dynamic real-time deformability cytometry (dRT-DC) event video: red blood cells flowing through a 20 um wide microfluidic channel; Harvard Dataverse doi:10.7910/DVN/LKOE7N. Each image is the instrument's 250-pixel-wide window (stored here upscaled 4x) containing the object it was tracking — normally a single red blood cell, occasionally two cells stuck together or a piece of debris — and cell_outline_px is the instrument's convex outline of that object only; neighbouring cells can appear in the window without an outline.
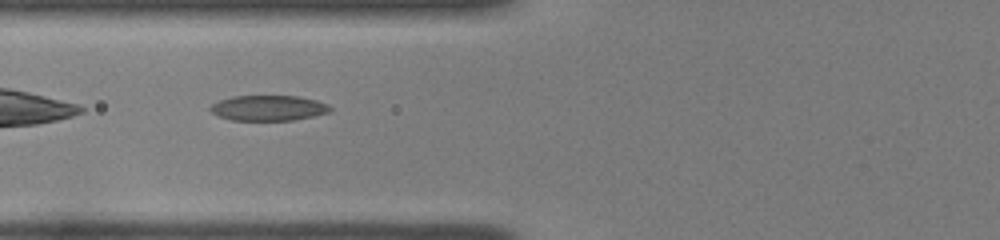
{"species": "common noctule bat (a hibernating species)", "species_latin": "Nyctalus noctula", "temperature_condition": "room temperature", "stored_images_in_passage": 33, "camera_frame_rate_fps": 3000, "um_per_image_px": 0.085, "animal": {"sex": "female", "body_mass_g": 22.0, "forearm_length_mm": 56.7}, "frame": {"image": 1, "passage_image": 3, "time_ms": 0.667, "image_size_px": [1000, 240], "cell_outline_px": [[332, 112], [316, 116], [292, 120], [232, 120], [220, 116], [212, 112], [208, 108], [212, 104], [220, 100], [232, 96], [296, 96], [316, 100], [328, 104], [332, 108]], "centroid_in_image_um": [22.86, 9.18], "position_along_channel_um": 102.9, "area_um2": 17.74}}
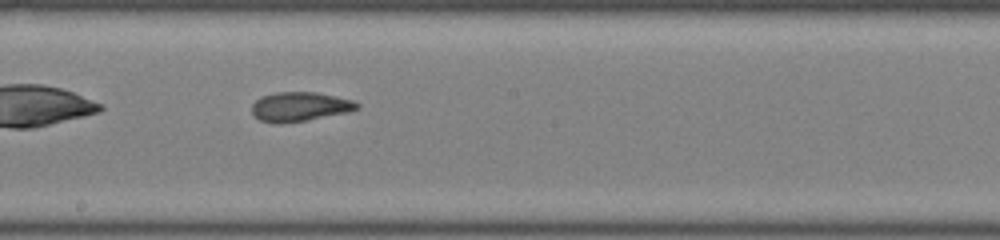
{"frame": {"image": 2, "passage_image": 12, "time_ms": 3.667, "image_size_px": [1000, 240], "cell_outline_px": [[360, 108], [348, 112], [308, 120], [280, 124], [272, 124], [260, 120], [252, 112], [252, 104], [260, 96], [276, 92], [316, 92], [336, 96], [352, 100], [360, 104]], "centroid_in_image_um": [25.48, 9.07], "position_along_channel_um": 222.7, "area_um2": 18.15}}
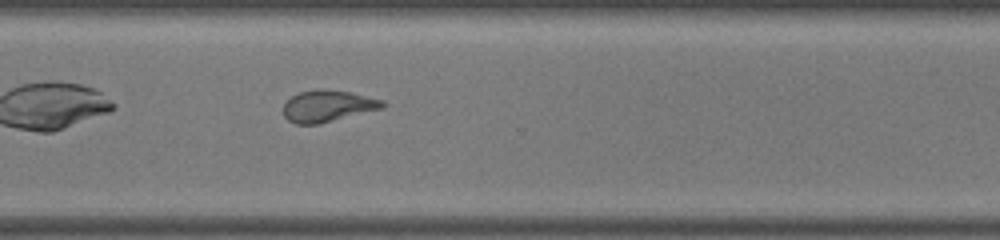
{"frame": {"image": 3, "passage_image": 21, "time_ms": 6.667, "image_size_px": [1000, 240], "cell_outline_px": [[384, 108], [320, 124], [296, 124], [288, 120], [284, 116], [284, 104], [292, 96], [300, 92], [320, 88], [324, 88], [348, 92], [384, 100]], "centroid_in_image_um": [27.86, 9.01], "position_along_channel_um": 342.7, "area_um2": 18.26}}